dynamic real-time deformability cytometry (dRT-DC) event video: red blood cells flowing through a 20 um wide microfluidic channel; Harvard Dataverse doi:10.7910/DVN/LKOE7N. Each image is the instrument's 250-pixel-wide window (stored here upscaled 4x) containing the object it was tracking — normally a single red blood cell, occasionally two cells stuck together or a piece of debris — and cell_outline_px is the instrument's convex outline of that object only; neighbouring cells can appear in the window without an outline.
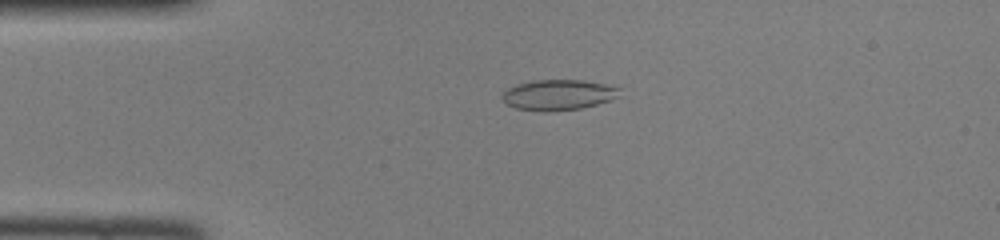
{"species": "common noctule bat (a hibernating species)", "species_latin": "Nyctalus noctula", "temperature_condition": "room temperature", "stored_images_in_passage": 46, "camera_frame_rate_fps": 3000, "um_per_image_px": 0.085, "animal": {"sex": "female", "body_mass_g": 22.0, "forearm_length_mm": 56.7}, "frame": {"image": 1, "passage_image": 10, "time_ms": 3.0, "image_size_px": [1000, 240], "cell_outline_px": [[620, 96], [612, 100], [580, 108], [516, 108], [508, 104], [500, 96], [508, 88], [516, 84], [532, 80], [584, 80], [604, 84], [620, 88]], "centroid_in_image_um": [47.51, 8.0], "position_along_channel_um": 37.5, "area_um2": 19.94}}
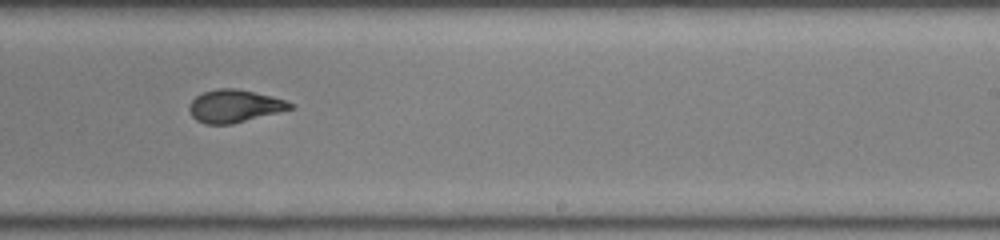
{"frame": {"image": 2, "passage_image": 28, "time_ms": 9.0, "image_size_px": [1000, 240], "cell_outline_px": [[292, 108], [232, 124], [204, 124], [196, 120], [192, 116], [188, 108], [192, 100], [196, 96], [204, 92], [216, 88], [236, 88], [272, 96], [284, 100], [292, 104]], "centroid_in_image_um": [19.87, 9.01], "position_along_channel_um": 269.1, "area_um2": 18.96}}
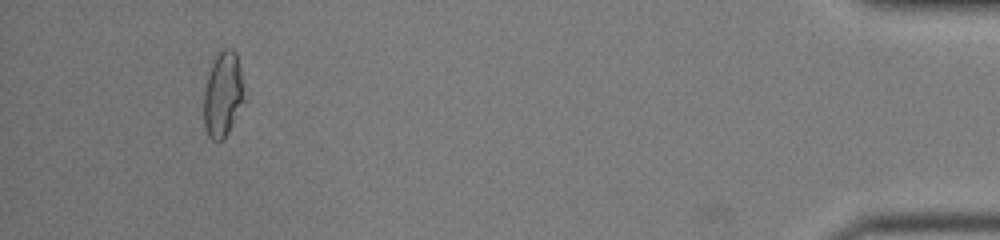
{"frame": {"image": 3, "passage_image": 43, "time_ms": 14.0, "image_size_px": [1000, 240], "cell_outline_px": [[248, 100], [224, 140], [212, 140], [208, 136], [204, 128], [204, 92], [212, 60], [224, 48], [232, 48], [236, 52]], "centroid_in_image_um": [19.0, 8.06], "position_along_channel_um": 416.2, "area_um2": 20.87}}